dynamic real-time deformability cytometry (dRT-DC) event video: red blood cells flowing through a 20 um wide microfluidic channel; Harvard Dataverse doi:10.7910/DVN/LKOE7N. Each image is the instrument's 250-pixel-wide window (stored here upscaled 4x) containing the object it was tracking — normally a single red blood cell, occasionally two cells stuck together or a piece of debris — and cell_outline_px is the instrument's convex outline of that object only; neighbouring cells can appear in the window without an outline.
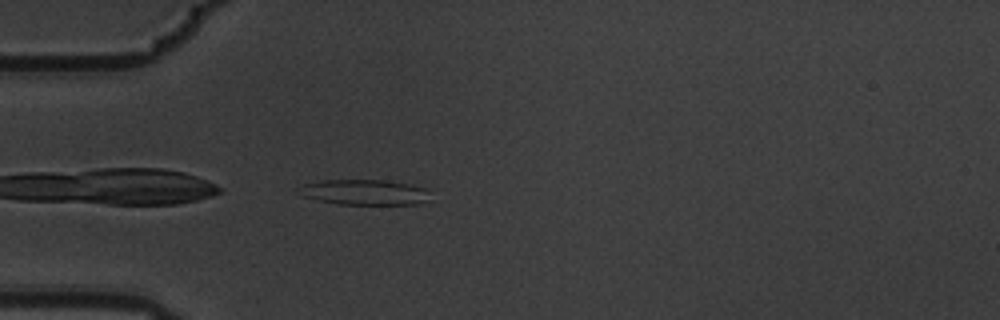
{"species": "common noctule bat (a hibernating species)", "species_latin": "Nyctalus noctula", "temperature_condition": "warm", "stored_images_in_passage": 3, "camera_frame_rate_fps": 3000, "um_per_image_px": 0.085, "animal": {"sex": "male", "body_mass_g": 19.5, "forearm_length_mm": 54.6}, "frame": {"image": 1, "passage_image": 3, "time_ms": 0.667, "image_size_px": [1000, 320], "cell_outline_px": [[428, 200], [420, 204], [340, 204], [320, 200], [304, 196], [304, 184], [324, 180], [384, 180], [412, 184], [424, 188]], "centroid_in_image_um": [31.07, 16.34], "position_along_channel_um": 53.9, "area_um2": 18.79}}